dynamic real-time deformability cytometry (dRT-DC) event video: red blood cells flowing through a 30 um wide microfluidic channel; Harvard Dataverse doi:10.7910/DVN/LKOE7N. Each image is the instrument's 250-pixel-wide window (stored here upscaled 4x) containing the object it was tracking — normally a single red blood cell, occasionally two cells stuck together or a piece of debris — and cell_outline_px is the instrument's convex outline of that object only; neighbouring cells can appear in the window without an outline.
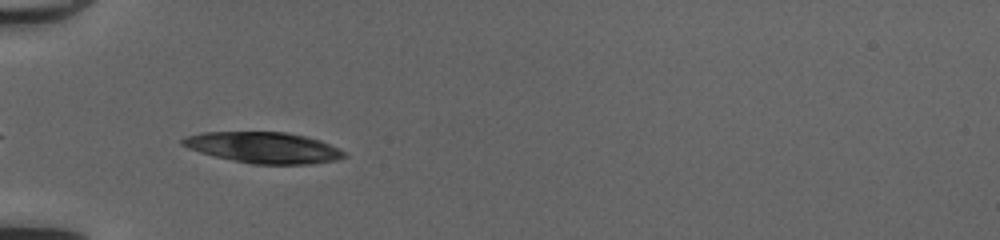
{"species": "common noctule bat (a hibernating species)", "species_latin": "Nyctalus noctula", "temperature_condition": "cold", "stored_images_in_passage": 36, "camera_frame_rate_fps": 3000, "um_per_image_px": 0.085, "animal": {"sex": "female", "body_mass_g": 20.0, "forearm_length_mm": 54.0}, "frame": {"image": 1, "passage_image": 3, "time_ms": 0.667, "image_size_px": [1000, 240], "cell_outline_px": [[348, 156], [336, 160], [308, 164], [252, 164], [232, 160], [200, 152], [188, 148], [180, 144], [180, 140], [184, 136], [204, 132], [284, 132], [304, 136], [320, 140], [344, 152]], "centroid_in_image_um": [22.36, 12.54], "position_along_channel_um": 62.6, "area_um2": 29.02}}
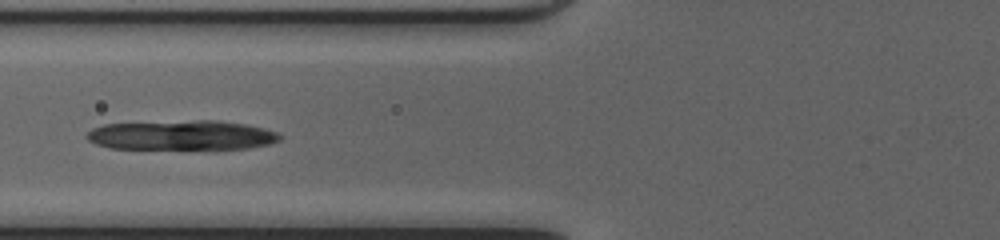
{"frame": {"image": 2, "passage_image": 7, "time_ms": 2.0, "image_size_px": [1000, 240], "cell_outline_px": [[284, 136], [280, 140], [268, 144], [248, 148], [212, 152], [108, 148], [96, 144], [88, 140], [84, 136], [92, 128], [104, 124], [196, 120], [216, 120], [244, 124], [264, 128], [276, 132]], "centroid_in_image_um": [15.47, 11.55], "position_along_channel_um": 110.3, "area_um2": 35.08}}
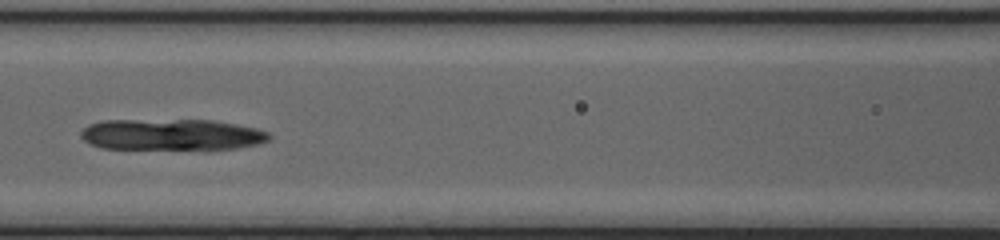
{"frame": {"image": 3, "passage_image": 10, "time_ms": 3.0, "image_size_px": [1000, 240], "cell_outline_px": [[272, 136], [268, 140], [256, 144], [236, 148], [100, 148], [84, 140], [80, 136], [80, 132], [88, 124], [100, 120], [212, 120], [236, 124], [256, 128], [268, 132]], "centroid_in_image_um": [14.55, 11.42], "position_along_channel_um": 152.0, "area_um2": 33.87}}